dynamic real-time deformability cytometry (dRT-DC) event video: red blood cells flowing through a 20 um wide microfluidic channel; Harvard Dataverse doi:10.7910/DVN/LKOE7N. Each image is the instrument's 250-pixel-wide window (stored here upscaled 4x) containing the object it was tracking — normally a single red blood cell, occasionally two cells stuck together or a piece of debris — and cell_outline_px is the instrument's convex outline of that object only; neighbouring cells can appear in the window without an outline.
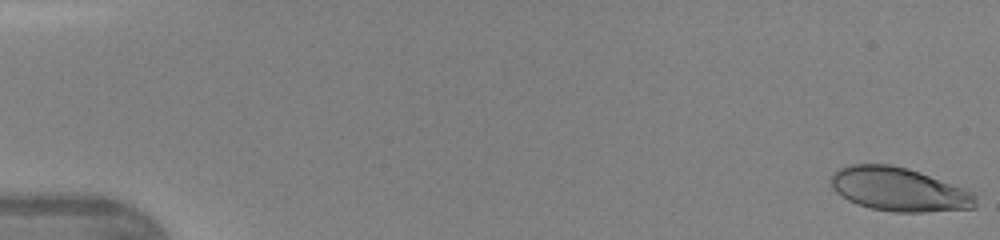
{"species": "human", "species_latin": "Homo sapiens", "temperature_condition": "warm", "stored_images_in_passage": 19, "camera_frame_rate_fps": 3000, "um_per_image_px": 0.085, "donor": {"sex": "female"}, "frame": {"image": 1, "passage_image": 1, "time_ms": 0.0, "image_size_px": [1000, 240], "cell_outline_px": [[976, 208], [924, 212], [892, 212], [872, 208], [856, 204], [848, 200], [836, 192], [832, 188], [832, 176], [840, 168], [848, 164], [892, 164], [908, 168], [968, 188], [976, 192]], "centroid_in_image_um": [76.48, 16.09], "position_along_channel_um": 8.5, "area_um2": 37.22}}
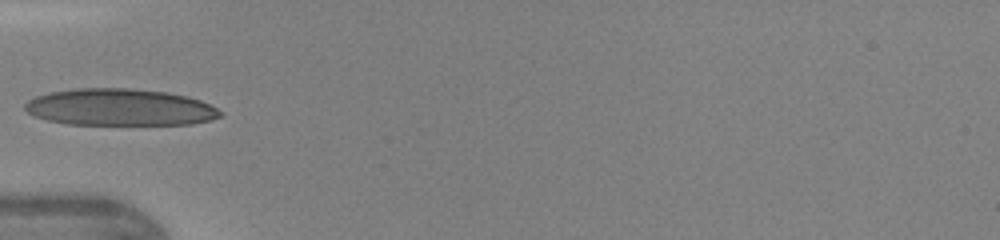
{"frame": {"image": 2, "passage_image": 10, "time_ms": 3.0, "image_size_px": [1000, 240], "cell_outline_px": [[224, 116], [212, 120], [192, 124], [68, 124], [48, 120], [32, 116], [24, 108], [24, 104], [28, 100], [36, 96], [48, 92], [76, 88], [128, 88], [168, 92], [188, 96], [200, 100], [224, 112]], "centroid_in_image_um": [10.2, 9.11], "position_along_channel_um": 74.8, "area_um2": 42.19}}
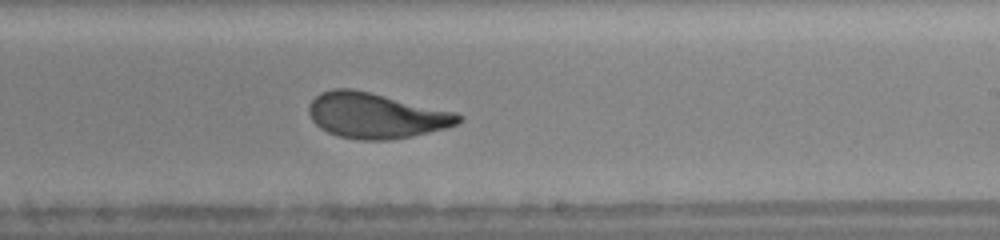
{"frame": {"image": 3, "passage_image": 19, "time_ms": 6.0, "image_size_px": [1000, 240], "cell_outline_px": [[464, 120], [456, 124], [444, 128], [412, 136], [388, 140], [360, 140], [340, 136], [328, 132], [320, 128], [312, 120], [308, 112], [308, 104], [320, 92], [332, 88], [352, 88], [456, 112], [464, 116]], "centroid_in_image_um": [31.94, 9.81], "position_along_channel_um": 257.1, "area_um2": 39.59}}